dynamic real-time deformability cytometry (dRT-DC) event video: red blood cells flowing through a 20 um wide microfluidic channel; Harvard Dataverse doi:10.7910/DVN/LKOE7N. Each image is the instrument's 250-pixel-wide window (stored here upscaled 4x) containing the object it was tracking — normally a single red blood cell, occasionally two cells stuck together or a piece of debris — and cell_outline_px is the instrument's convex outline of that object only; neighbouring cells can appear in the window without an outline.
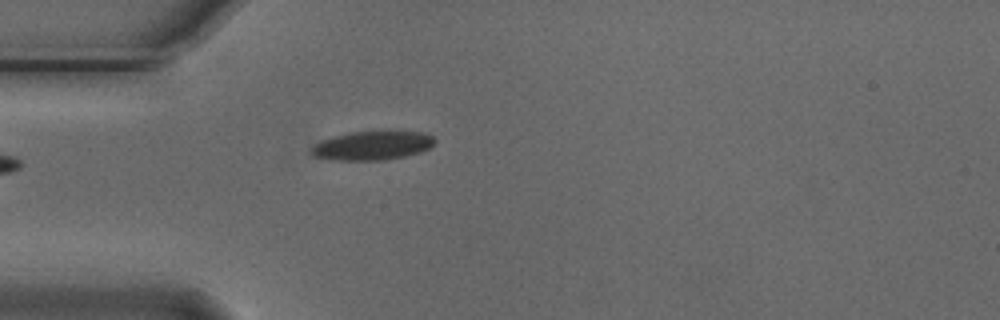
{"species": "Egyptian fruit bat (a non-hibernating species)", "species_latin": "Rousettus aegyptiacus", "temperature_condition": "cold", "stored_images_in_passage": 4, "camera_frame_rate_fps": 3000, "um_per_image_px": 0.085, "animal": {"sex": "male"}, "frame": {"image": 1, "passage_image": 4, "time_ms": 1.0, "image_size_px": [1000, 320], "cell_outline_px": [[436, 140], [428, 148], [420, 152], [404, 156], [384, 160], [332, 160], [312, 156], [308, 152], [312, 144], [320, 140], [332, 136], [352, 132], [388, 128], [424, 132], [432, 136]], "centroid_in_image_um": [31.62, 12.32], "position_along_channel_um": 53.4, "area_um2": 21.85}}